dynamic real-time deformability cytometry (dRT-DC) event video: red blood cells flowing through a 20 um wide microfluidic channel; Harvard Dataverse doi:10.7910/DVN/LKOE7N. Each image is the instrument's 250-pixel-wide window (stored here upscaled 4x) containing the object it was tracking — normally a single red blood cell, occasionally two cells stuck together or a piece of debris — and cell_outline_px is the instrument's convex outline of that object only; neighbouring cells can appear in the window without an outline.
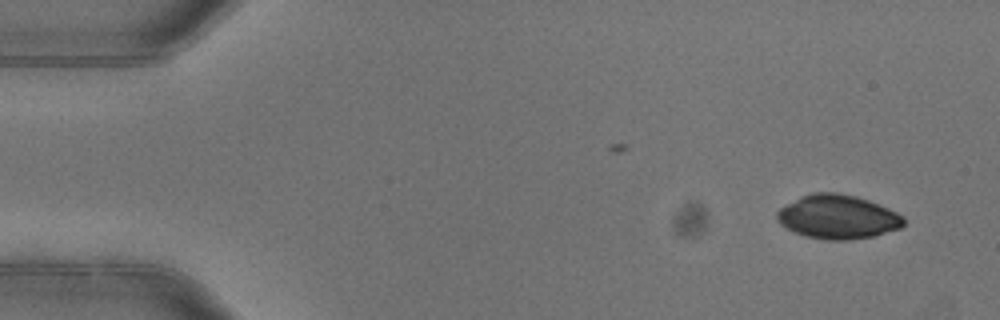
{"species": "common noctule bat (a hibernating species)", "species_latin": "Nyctalus noctula", "temperature_condition": "warm", "stored_images_in_passage": 3, "camera_frame_rate_fps": 3000, "um_per_image_px": 0.085, "animal": {"sex": "female"}, "frame": {"image": 1, "passage_image": 3, "time_ms": 0.667, "image_size_px": [1000, 320], "cell_outline_px": [[904, 224], [900, 228], [876, 236], [844, 240], [828, 240], [808, 236], [796, 232], [780, 224], [776, 220], [776, 212], [780, 208], [800, 196], [812, 192], [836, 192], [856, 196], [868, 200], [888, 208], [904, 216]], "centroid_in_image_um": [71.21, 18.42], "position_along_channel_um": 13.8, "area_um2": 32.43}}